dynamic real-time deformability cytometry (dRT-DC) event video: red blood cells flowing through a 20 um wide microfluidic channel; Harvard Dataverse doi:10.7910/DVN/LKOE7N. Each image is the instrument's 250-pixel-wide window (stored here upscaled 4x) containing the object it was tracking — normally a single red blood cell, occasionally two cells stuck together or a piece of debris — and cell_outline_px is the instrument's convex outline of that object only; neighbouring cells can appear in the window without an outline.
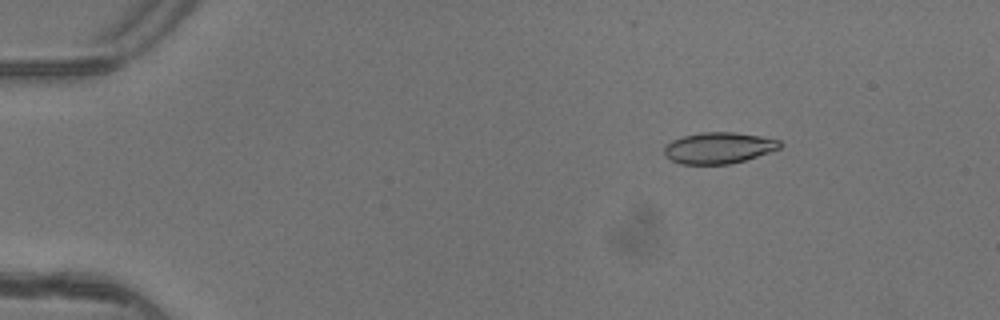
{"species": "common noctule bat (a hibernating species)", "species_latin": "Nyctalus noctula", "temperature_condition": "warm", "stored_images_in_passage": 5, "camera_frame_rate_fps": 3000, "um_per_image_px": 0.085, "animal": {"sex": "female"}, "frame": {"image": 1, "passage_image": 2, "time_ms": 0.333, "image_size_px": [1000, 320], "cell_outline_px": [[784, 144], [780, 148], [744, 160], [728, 164], [680, 164], [664, 156], [664, 144], [672, 140], [684, 136], [700, 132], [736, 132], [760, 136], [780, 140]], "centroid_in_image_um": [61.06, 12.56], "position_along_channel_um": 23.9, "area_um2": 21.1}}
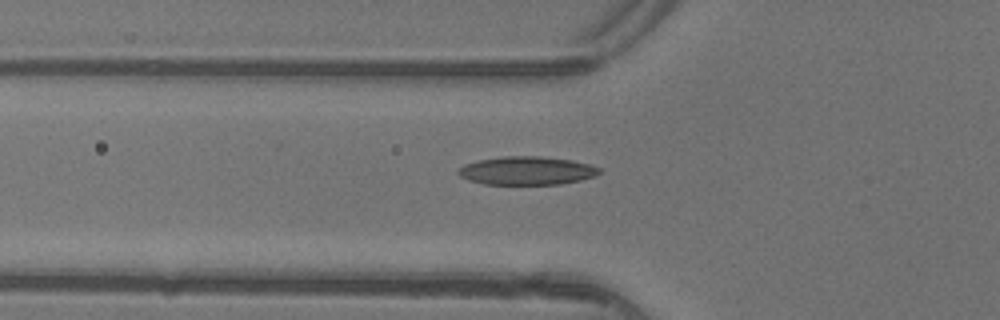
{"frame": {"image": 2, "passage_image": 5, "time_ms": 1.333, "image_size_px": [1000, 320], "cell_outline_px": [[600, 172], [596, 176], [580, 180], [560, 184], [484, 184], [468, 180], [460, 176], [456, 172], [464, 164], [480, 160], [500, 156], [540, 156], [572, 160], [592, 164], [600, 168]], "centroid_in_image_um": [44.79, 14.5], "position_along_channel_um": 81.0, "area_um2": 23.41}}